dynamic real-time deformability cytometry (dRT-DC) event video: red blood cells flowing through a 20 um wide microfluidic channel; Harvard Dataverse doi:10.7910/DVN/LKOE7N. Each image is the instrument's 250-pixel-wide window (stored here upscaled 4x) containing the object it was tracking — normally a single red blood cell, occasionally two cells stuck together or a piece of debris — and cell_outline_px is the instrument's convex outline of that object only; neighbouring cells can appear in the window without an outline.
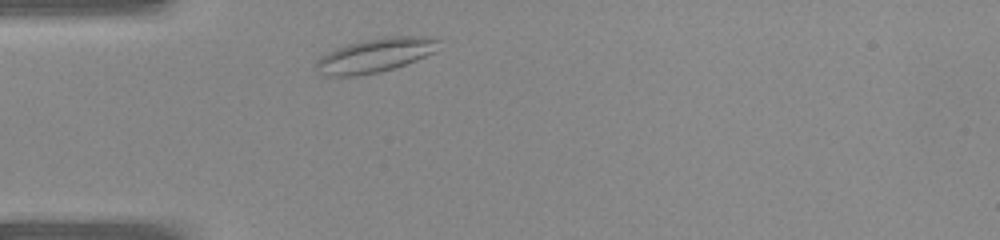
{"species": "common noctule bat (a hibernating species)", "species_latin": "Nyctalus noctula", "temperature_condition": "warm", "stored_images_in_passage": 25, "camera_frame_rate_fps": 3000, "um_per_image_px": 0.085, "animal": {"sex": "female", "body_mass_g": 22.0, "forearm_length_mm": 56.7}, "frame": {"image": 1, "passage_image": 2, "time_ms": 0.333, "image_size_px": [1000, 240], "cell_outline_px": [[440, 40], [436, 52], [416, 60], [392, 68], [376, 72], [356, 76], [328, 76], [316, 72], [316, 64], [320, 56], [336, 48], [348, 44], [364, 40], [384, 36], [424, 36]], "centroid_in_image_um": [31.88, 4.69], "position_along_channel_um": 53.1, "area_um2": 24.22}}
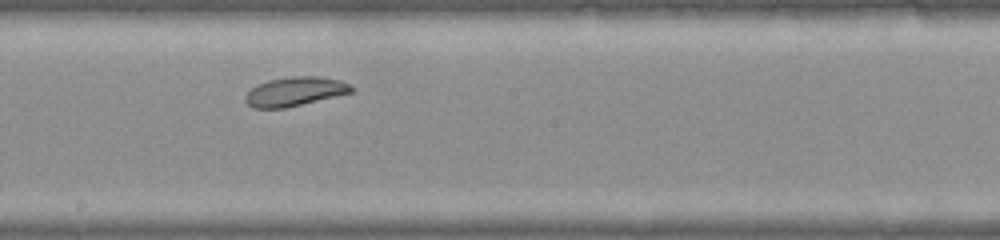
{"frame": {"image": 2, "passage_image": 13, "time_ms": 4.0, "image_size_px": [1000, 240], "cell_outline_px": [[356, 88], [352, 92], [284, 108], [252, 108], [244, 100], [244, 96], [256, 84], [268, 80], [288, 76], [320, 76], [340, 80], [352, 84]], "centroid_in_image_um": [25.07, 7.76], "position_along_channel_um": 223.1, "area_um2": 18.09}}
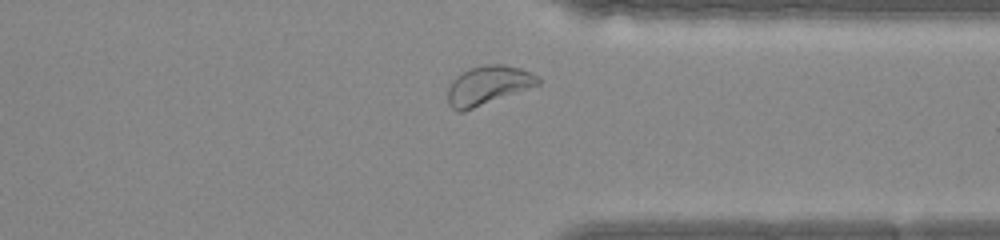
{"frame": {"image": 3, "passage_image": 22, "time_ms": 7.0, "image_size_px": [1000, 240], "cell_outline_px": [[544, 80], [540, 84], [464, 112], [456, 112], [448, 104], [448, 88], [452, 80], [456, 76], [472, 68], [484, 64], [504, 64], [520, 68]], "centroid_in_image_um": [41.47, 7.27], "position_along_channel_um": 369.9, "area_um2": 20.46}}